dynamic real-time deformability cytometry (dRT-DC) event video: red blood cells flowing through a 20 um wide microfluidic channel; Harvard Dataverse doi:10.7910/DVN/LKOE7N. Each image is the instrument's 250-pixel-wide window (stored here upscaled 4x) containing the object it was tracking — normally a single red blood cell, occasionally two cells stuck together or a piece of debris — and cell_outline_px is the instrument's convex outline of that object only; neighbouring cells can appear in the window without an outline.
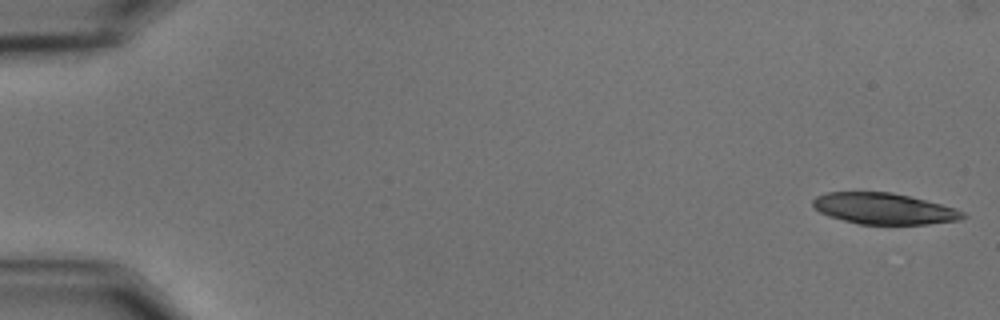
{"species": "common noctule bat (a hibernating species)", "species_latin": "Nyctalus noctula", "temperature_condition": "cold", "stored_images_in_passage": 21, "camera_frame_rate_fps": 3000, "um_per_image_px": 0.085, "animal": {"sex": "male", "body_mass_g": 15.6}, "frame": {"image": 1, "passage_image": 1, "time_ms": 0.0, "image_size_px": [1000, 320], "cell_outline_px": [[968, 216], [960, 220], [928, 224], [860, 224], [828, 216], [820, 212], [812, 204], [812, 200], [816, 196], [828, 192], [892, 192], [956, 208], [964, 212]], "centroid_in_image_um": [75.15, 17.73], "position_along_channel_um": 9.9, "area_um2": 27.11}}
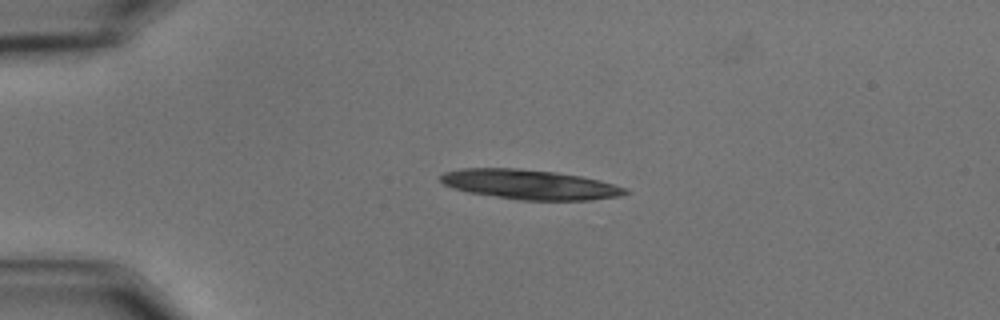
{"frame": {"image": 2, "passage_image": 13, "time_ms": 4.0, "image_size_px": [1000, 320], "cell_outline_px": [[632, 192], [624, 196], [592, 200], [520, 200], [468, 192], [444, 184], [440, 180], [440, 176], [444, 172], [464, 168], [516, 168], [556, 172], [580, 176], [600, 180], [628, 188]], "centroid_in_image_um": [45.12, 15.69], "position_along_channel_um": 39.9, "area_um2": 32.08}}